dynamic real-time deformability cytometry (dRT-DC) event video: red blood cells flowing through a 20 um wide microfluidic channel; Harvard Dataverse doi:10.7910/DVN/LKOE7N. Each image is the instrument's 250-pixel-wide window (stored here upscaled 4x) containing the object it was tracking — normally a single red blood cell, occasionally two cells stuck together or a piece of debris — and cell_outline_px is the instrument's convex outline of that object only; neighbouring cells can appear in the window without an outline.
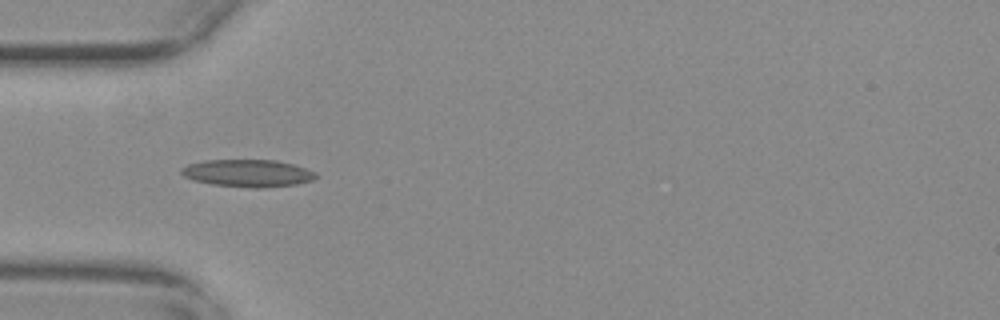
{"species": "common noctule bat (a hibernating species)", "species_latin": "Nyctalus noctula", "temperature_condition": "warm", "stored_images_in_passage": 33, "camera_frame_rate_fps": 3000, "um_per_image_px": 0.085, "animal": {"sex": "female", "body_mass_g": 29.2, "forearm_length_mm": 56.3}, "frame": {"image": 1, "passage_image": 1, "time_ms": 0.0, "image_size_px": [1000, 320], "cell_outline_px": [[316, 176], [312, 180], [296, 184], [264, 188], [252, 188], [212, 184], [192, 180], [184, 176], [180, 172], [180, 168], [188, 164], [204, 160], [276, 160], [292, 164], [316, 172]], "centroid_in_image_um": [21.02, 14.72], "position_along_channel_um": 64.0, "area_um2": 21.44}}
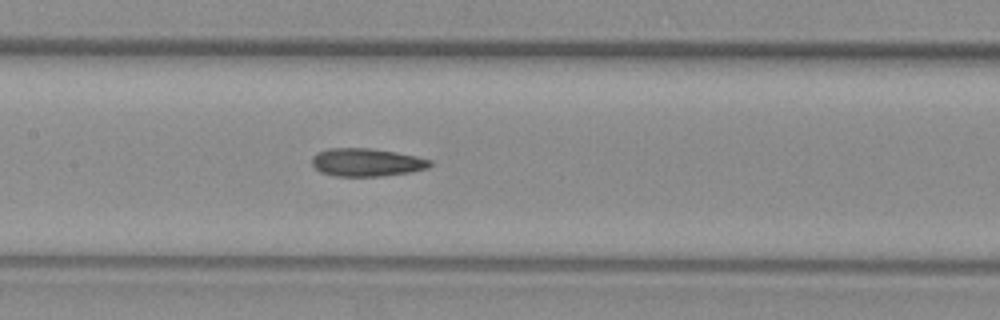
{"frame": {"image": 2, "passage_image": 10, "time_ms": 3.0, "image_size_px": [1000, 320], "cell_outline_px": [[432, 164], [428, 168], [412, 172], [384, 176], [332, 176], [320, 172], [312, 164], [312, 156], [328, 148], [368, 148], [396, 152], [416, 156], [432, 160]], "centroid_in_image_um": [31.18, 13.81], "position_along_channel_um": 176.2, "area_um2": 19.36}}
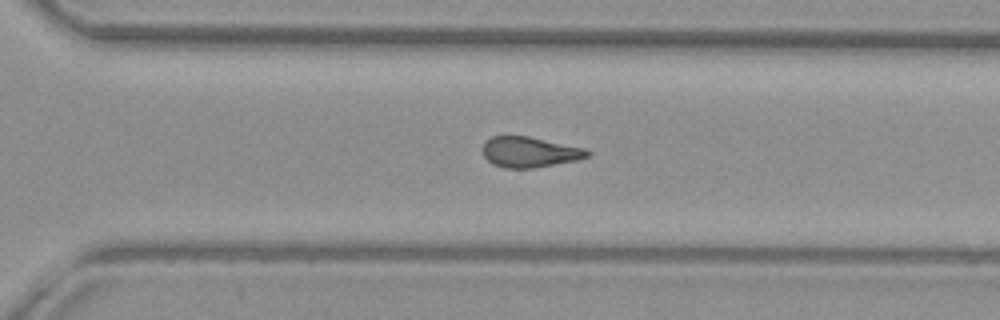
{"frame": {"image": 3, "passage_image": 22, "time_ms": 7.0, "image_size_px": [1000, 320], "cell_outline_px": [[592, 152], [588, 156], [576, 160], [532, 168], [504, 168], [492, 164], [484, 156], [484, 140], [492, 136], [528, 136], [584, 148]], "centroid_in_image_um": [44.99, 12.92], "position_along_channel_um": 325.6, "area_um2": 18.44}, "authors_computed_cell_mechanics": {"area_um2": 18.9584, "velocity_mm_per_s": 3.7488, "shape_relaxation_time_tau1_ms": null, "shape_relaxation_time_tau2_ms": 6.0389, "deformation_change_tau1": null, "deformation_change_tau2": 0.1747}}